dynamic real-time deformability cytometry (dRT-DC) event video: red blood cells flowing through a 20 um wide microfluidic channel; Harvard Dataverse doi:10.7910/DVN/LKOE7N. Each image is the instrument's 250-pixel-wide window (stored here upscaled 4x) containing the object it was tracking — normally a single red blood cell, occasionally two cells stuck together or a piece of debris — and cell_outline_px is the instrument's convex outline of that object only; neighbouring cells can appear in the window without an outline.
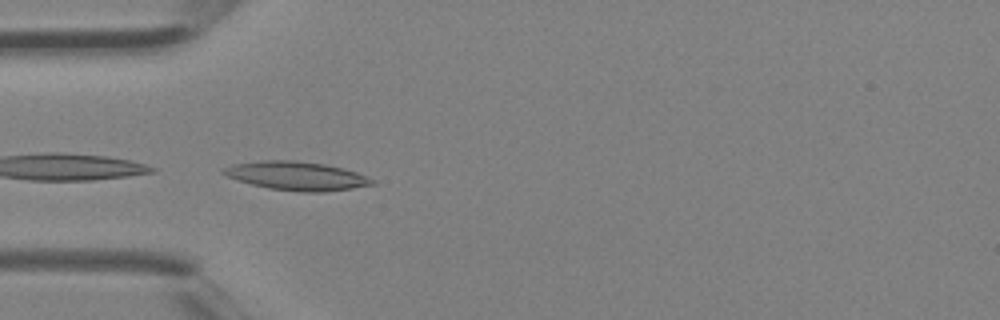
{"species": "Egyptian fruit bat (a non-hibernating species)", "species_latin": "Rousettus aegyptiacus", "temperature_condition": "room temperature", "stored_images_in_passage": 17, "camera_frame_rate_fps": 3000, "um_per_image_px": 0.085, "animal": {"sex": "female"}, "frame": {"image": 1, "passage_image": 12, "time_ms": 3.667, "image_size_px": [1000, 320], "cell_outline_px": [[376, 184], [352, 188], [324, 192], [300, 192], [268, 188], [252, 184], [228, 176], [220, 172], [224, 168], [232, 164], [260, 160], [296, 160], [324, 164], [344, 168], [356, 172], [376, 180]], "centroid_in_image_um": [25.24, 14.94], "position_along_channel_um": 59.8, "area_um2": 24.85}}